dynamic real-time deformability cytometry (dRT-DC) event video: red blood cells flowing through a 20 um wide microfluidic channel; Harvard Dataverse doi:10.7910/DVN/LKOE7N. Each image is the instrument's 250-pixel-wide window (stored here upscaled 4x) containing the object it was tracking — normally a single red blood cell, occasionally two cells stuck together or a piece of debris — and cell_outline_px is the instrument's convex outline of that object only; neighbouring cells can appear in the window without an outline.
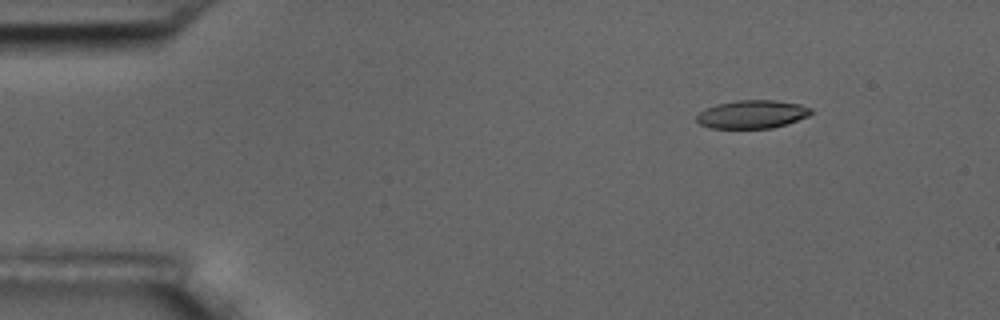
{"species": "common noctule bat (a hibernating species)", "species_latin": "Nyctalus noctula", "temperature_condition": "room temperature", "stored_images_in_passage": 5, "camera_frame_rate_fps": 3000, "um_per_image_px": 0.085, "animal": {"sex": "male", "body_mass_g": 17.5, "forearm_length_mm": 52.3}, "frame": {"image": 1, "passage_image": 1, "time_ms": 0.0, "image_size_px": [1000, 320], "cell_outline_px": [[812, 112], [808, 116], [772, 128], [712, 128], [700, 124], [696, 120], [696, 116], [704, 108], [716, 104], [736, 100], [772, 100], [800, 104], [812, 108]], "centroid_in_image_um": [63.9, 9.7], "position_along_channel_um": 21.1, "area_um2": 18.73}}
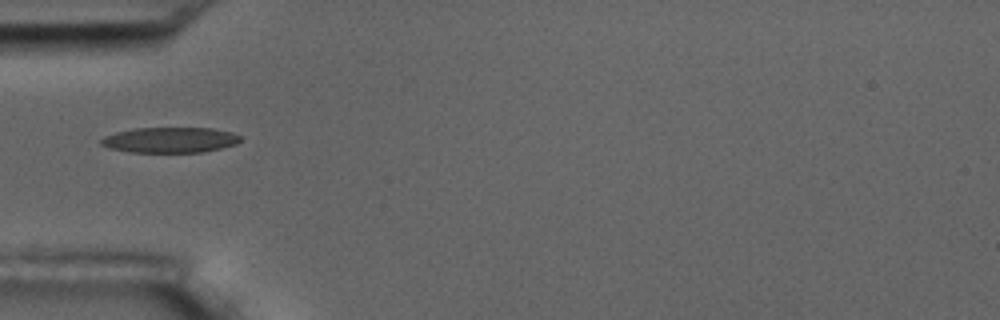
{"frame": {"image": 2, "passage_image": 4, "time_ms": 3.667, "image_size_px": [1000, 320], "cell_outline_px": [[240, 140], [236, 144], [204, 152], [128, 152], [108, 148], [100, 144], [100, 140], [104, 136], [116, 132], [136, 128], [212, 128], [232, 132], [240, 136]], "centroid_in_image_um": [14.43, 11.9], "position_along_channel_um": 70.6, "area_um2": 20.69}}